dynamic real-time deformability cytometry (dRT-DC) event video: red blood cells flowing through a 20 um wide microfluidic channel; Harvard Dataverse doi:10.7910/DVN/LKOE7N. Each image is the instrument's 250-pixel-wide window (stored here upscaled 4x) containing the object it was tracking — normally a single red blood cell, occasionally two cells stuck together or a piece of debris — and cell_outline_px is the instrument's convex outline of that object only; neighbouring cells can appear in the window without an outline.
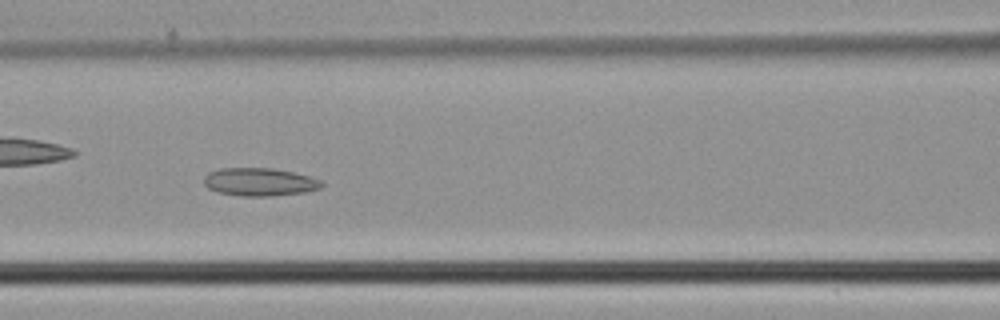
{"species": "common noctule bat (a hibernating species)", "species_latin": "Nyctalus noctula", "temperature_condition": "cold", "stored_images_in_passage": 48, "camera_frame_rate_fps": 3000, "um_per_image_px": 0.085, "animal": {"sex": "male", "body_mass_g": 21.5, "forearm_length_mm": 52.0}, "frame": {"image": 1, "passage_image": 21, "time_ms": 6.667, "image_size_px": [1000, 320], "cell_outline_px": [[324, 184], [320, 188], [304, 192], [272, 196], [240, 196], [220, 192], [208, 188], [204, 184], [204, 176], [208, 172], [220, 168], [272, 168], [292, 172], [308, 176], [320, 180]], "centroid_in_image_um": [22.04, 15.46], "position_along_channel_um": 144.6, "area_um2": 19.13}}
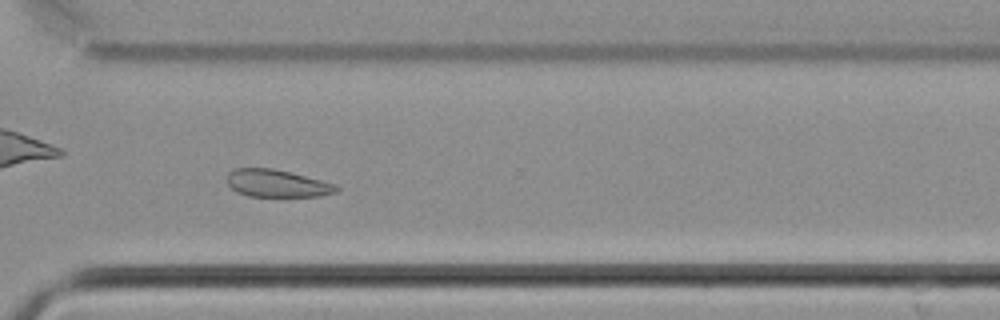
{"frame": {"image": 2, "passage_image": 35, "time_ms": 11.333, "image_size_px": [1000, 320], "cell_outline_px": [[340, 188], [336, 192], [320, 196], [248, 196], [236, 192], [228, 184], [228, 172], [236, 168], [272, 168], [336, 184]], "centroid_in_image_um": [23.53, 15.59], "position_along_channel_um": 347.1, "area_um2": 17.28}}